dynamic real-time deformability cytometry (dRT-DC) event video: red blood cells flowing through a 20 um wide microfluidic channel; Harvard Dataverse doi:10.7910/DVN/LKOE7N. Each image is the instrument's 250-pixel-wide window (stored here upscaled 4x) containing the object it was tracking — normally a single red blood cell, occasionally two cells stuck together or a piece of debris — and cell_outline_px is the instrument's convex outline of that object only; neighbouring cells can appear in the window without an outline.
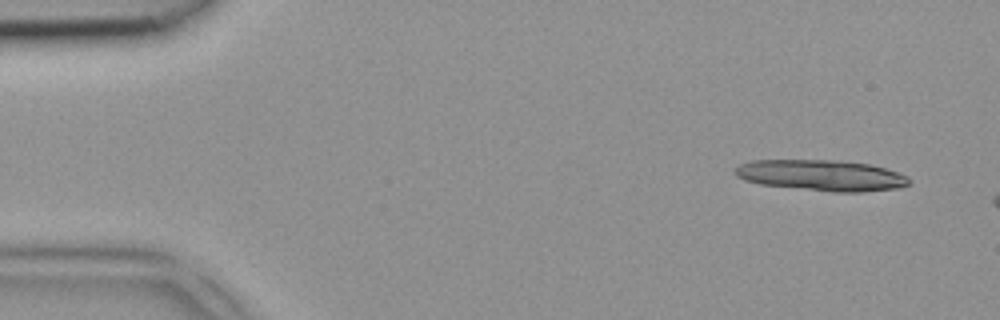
{"species": "common noctule bat (a hibernating species)", "species_latin": "Nyctalus noctula", "temperature_condition": "room temperature", "stored_images_in_passage": 3, "camera_frame_rate_fps": 3000, "um_per_image_px": 0.085, "animal": {"sex": "female", "body_mass_g": 18.4}, "frame": {"image": 1, "passage_image": 1, "time_ms": 0.0, "image_size_px": [1000, 320], "cell_outline_px": [[912, 180], [908, 184], [900, 188], [864, 192], [832, 192], [760, 184], [744, 180], [736, 176], [736, 168], [740, 164], [752, 160], [840, 160], [868, 164], [884, 168], [908, 176]], "centroid_in_image_um": [69.85, 14.91], "position_along_channel_um": 15.1, "area_um2": 31.44}}